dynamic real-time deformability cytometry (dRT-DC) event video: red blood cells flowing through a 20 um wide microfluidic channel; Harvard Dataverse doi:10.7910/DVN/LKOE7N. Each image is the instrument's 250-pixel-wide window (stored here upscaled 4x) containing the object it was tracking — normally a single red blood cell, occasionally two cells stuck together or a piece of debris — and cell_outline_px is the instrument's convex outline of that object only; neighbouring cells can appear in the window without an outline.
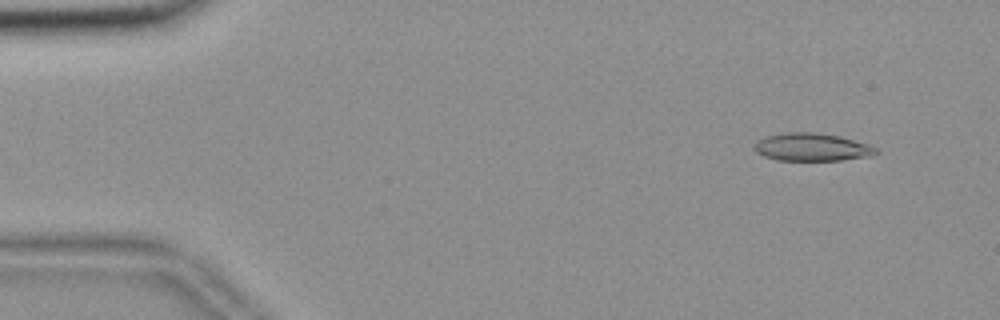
{"species": "common noctule bat (a hibernating species)", "species_latin": "Nyctalus noctula", "temperature_condition": "room temperature", "stored_images_in_passage": 52, "camera_frame_rate_fps": 3000, "um_per_image_px": 0.085, "animal": {"sex": "female", "body_mass_g": 18.4}, "frame": {"image": 1, "passage_image": 2, "time_ms": 0.333, "image_size_px": [1000, 320], "cell_outline_px": [[880, 152], [872, 156], [840, 160], [776, 160], [764, 156], [756, 152], [756, 144], [764, 136], [784, 132], [812, 132], [840, 136], [868, 144], [876, 148]], "centroid_in_image_um": [69.04, 12.5], "position_along_channel_um": 16.0, "area_um2": 19.65}}
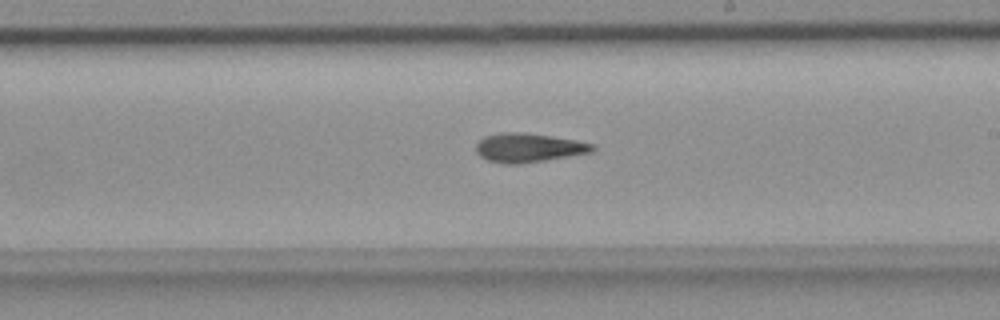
{"frame": {"image": 2, "passage_image": 29, "time_ms": 9.333, "image_size_px": [1000, 320], "cell_outline_px": [[596, 148], [592, 152], [520, 164], [504, 164], [488, 160], [480, 156], [476, 152], [476, 144], [484, 136], [500, 132], [520, 132], [576, 140], [596, 144]], "centroid_in_image_um": [44.91, 12.55], "position_along_channel_um": 244.1, "area_um2": 19.59}}
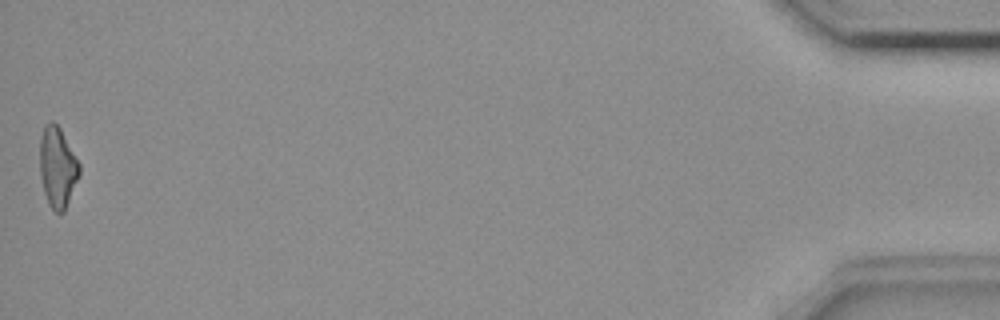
{"frame": {"image": 3, "passage_image": 52, "time_ms": 17.0, "image_size_px": [1000, 320], "cell_outline_px": [[80, 176], [64, 212], [60, 216], [52, 212], [48, 204], [44, 192], [40, 176], [40, 136], [44, 124], [52, 120], [60, 128], [80, 164]], "centroid_in_image_um": [4.89, 14.26], "position_along_channel_um": 430.3, "area_um2": 18.96}}